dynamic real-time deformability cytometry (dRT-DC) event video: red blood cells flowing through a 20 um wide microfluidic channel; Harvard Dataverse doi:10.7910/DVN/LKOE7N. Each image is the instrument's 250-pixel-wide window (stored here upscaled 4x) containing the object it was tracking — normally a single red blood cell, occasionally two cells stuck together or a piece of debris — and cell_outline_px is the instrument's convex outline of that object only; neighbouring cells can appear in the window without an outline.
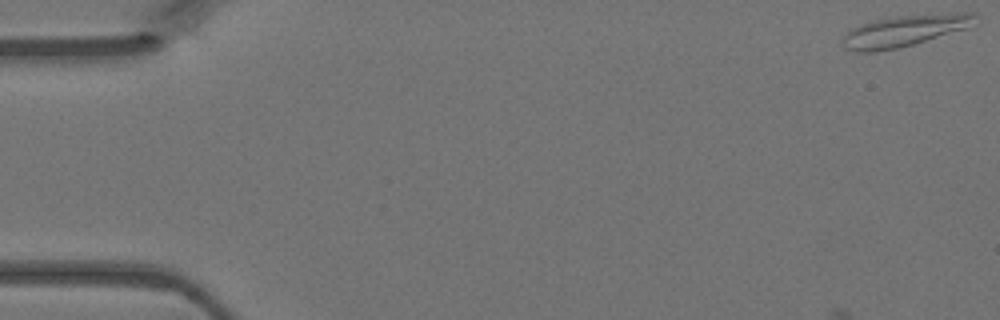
{"species": "Egyptian fruit bat (a non-hibernating species)", "species_latin": "Rousettus aegyptiacus", "temperature_condition": "warm", "stored_images_in_passage": 16, "camera_frame_rate_fps": 3000, "um_per_image_px": 0.085, "animal": {"sex": "female"}, "frame": {"image": 1, "passage_image": 1, "time_ms": 0.0, "image_size_px": [1000, 320], "cell_outline_px": [[980, 16], [964, 28], [912, 44], [896, 48], [872, 52], [852, 52], [844, 48], [840, 40], [852, 28], [860, 24], [872, 20], [888, 16], [956, 12], [976, 12]], "centroid_in_image_um": [76.81, 2.59], "position_along_channel_um": 8.2, "area_um2": 24.28}}